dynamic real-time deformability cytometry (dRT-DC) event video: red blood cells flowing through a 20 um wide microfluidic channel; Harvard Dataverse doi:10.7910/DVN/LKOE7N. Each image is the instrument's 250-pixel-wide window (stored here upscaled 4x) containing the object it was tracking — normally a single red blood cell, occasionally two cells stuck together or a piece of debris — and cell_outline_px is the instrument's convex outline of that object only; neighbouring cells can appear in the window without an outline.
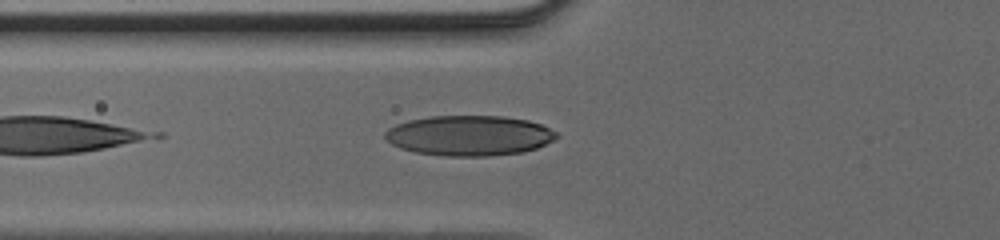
{"species": "human", "species_latin": "Homo sapiens", "temperature_condition": "cold", "stored_images_in_passage": 30, "camera_frame_rate_fps": 3000, "um_per_image_px": 0.085, "donor": {"sex": "male"}, "frame": {"image": 1, "passage_image": 4, "time_ms": 1.0, "image_size_px": [1000, 240], "cell_outline_px": [[560, 136], [536, 148], [520, 152], [488, 156], [444, 156], [416, 152], [400, 148], [392, 144], [384, 136], [384, 132], [388, 128], [396, 124], [408, 120], [428, 116], [504, 116], [528, 120], [540, 124], [556, 132]], "centroid_in_image_um": [39.85, 11.51], "position_along_channel_um": 85.9, "area_um2": 40.11}}
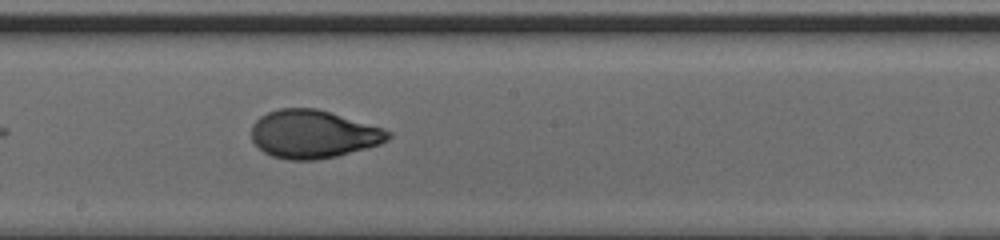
{"frame": {"image": 2, "passage_image": 13, "time_ms": 4.0, "image_size_px": [1000, 240], "cell_outline_px": [[392, 136], [388, 140], [380, 144], [336, 156], [316, 160], [288, 160], [272, 156], [264, 152], [252, 140], [252, 124], [260, 116], [268, 112], [280, 108], [316, 108], [384, 128], [392, 132]], "centroid_in_image_um": [26.63, 11.4], "position_along_channel_um": 221.6, "area_um2": 38.26}}
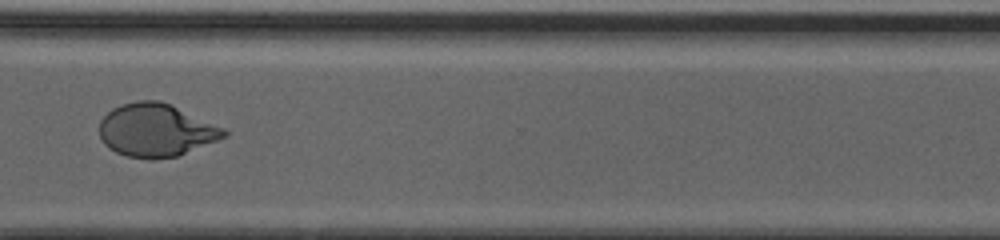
{"frame": {"image": 3, "passage_image": 22, "time_ms": 7.0, "image_size_px": [1000, 240], "cell_outline_px": [[228, 136], [176, 156], [128, 156], [116, 152], [108, 148], [104, 144], [100, 136], [100, 120], [112, 108], [120, 104], [136, 100], [160, 100], [224, 128], [228, 132]], "centroid_in_image_um": [13.24, 11.02], "position_along_channel_um": 357.4, "area_um2": 37.63}}